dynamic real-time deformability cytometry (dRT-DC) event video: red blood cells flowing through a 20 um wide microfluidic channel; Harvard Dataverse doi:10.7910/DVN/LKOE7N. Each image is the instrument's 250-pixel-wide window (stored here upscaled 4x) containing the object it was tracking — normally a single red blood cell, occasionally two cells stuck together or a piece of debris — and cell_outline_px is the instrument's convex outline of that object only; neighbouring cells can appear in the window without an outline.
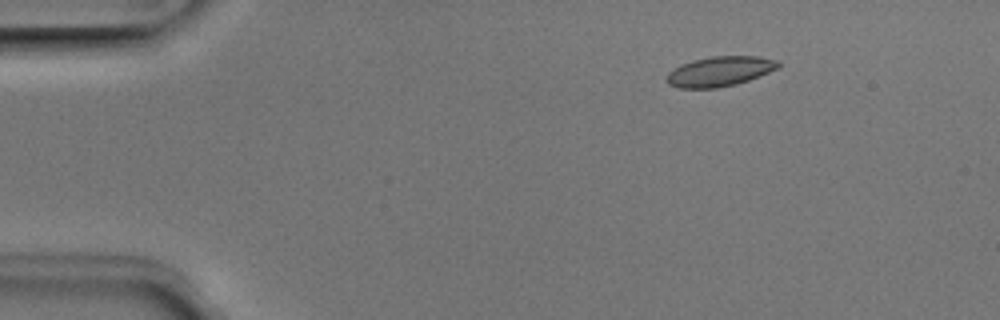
{"species": "Egyptian fruit bat (a non-hibernating species)", "species_latin": "Rousettus aegyptiacus", "temperature_condition": "room temperature", "stored_images_in_passage": 5, "camera_frame_rate_fps": 3000, "um_per_image_px": 0.085, "animal": {"sex": "male"}, "frame": {"image": 1, "passage_image": 3, "time_ms": 0.667, "image_size_px": [1000, 320], "cell_outline_px": [[780, 68], [748, 80], [736, 84], [716, 88], [680, 88], [668, 84], [664, 80], [668, 72], [680, 64], [692, 60], [712, 56], [756, 56], [776, 60], [780, 64]], "centroid_in_image_um": [61.14, 6.07], "position_along_channel_um": 23.9, "area_um2": 19.54}}